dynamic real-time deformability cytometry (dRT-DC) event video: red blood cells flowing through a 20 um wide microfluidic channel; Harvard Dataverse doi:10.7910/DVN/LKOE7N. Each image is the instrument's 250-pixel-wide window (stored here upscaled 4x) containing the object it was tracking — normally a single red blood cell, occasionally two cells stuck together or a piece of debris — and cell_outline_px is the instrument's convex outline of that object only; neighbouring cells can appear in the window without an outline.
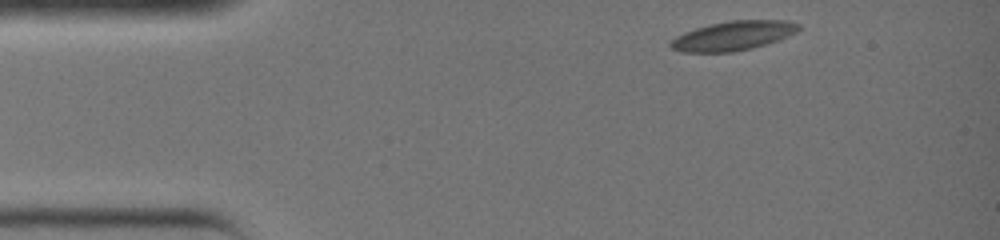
{"species": "common noctule bat (a hibernating species)", "species_latin": "Nyctalus noctula", "temperature_condition": "warm", "stored_images_in_passage": 29, "camera_frame_rate_fps": 3000, "um_per_image_px": 0.085, "animal": {"sex": "female", "body_mass_g": 19.0, "forearm_length_mm": 51.5}, "frame": {"image": 1, "passage_image": 1, "time_ms": 0.0, "image_size_px": [1000, 240], "cell_outline_px": [[800, 28], [796, 32], [780, 40], [752, 48], [732, 52], [680, 52], [672, 48], [668, 44], [676, 36], [684, 32], [696, 28], [712, 24], [732, 20], [788, 20], [800, 24]], "centroid_in_image_um": [62.34, 3.04], "position_along_channel_um": 22.7, "area_um2": 21.85}}
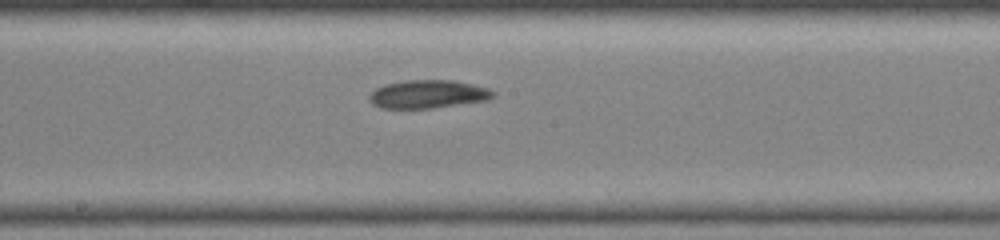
{"frame": {"image": 2, "passage_image": 16, "time_ms": 5.0, "image_size_px": [1000, 240], "cell_outline_px": [[496, 96], [488, 100], [432, 108], [384, 108], [372, 104], [368, 100], [368, 96], [376, 88], [384, 84], [404, 80], [456, 80], [488, 88], [496, 92]], "centroid_in_image_um": [36.39, 7.99], "position_along_channel_um": 211.8, "area_um2": 20.52}}
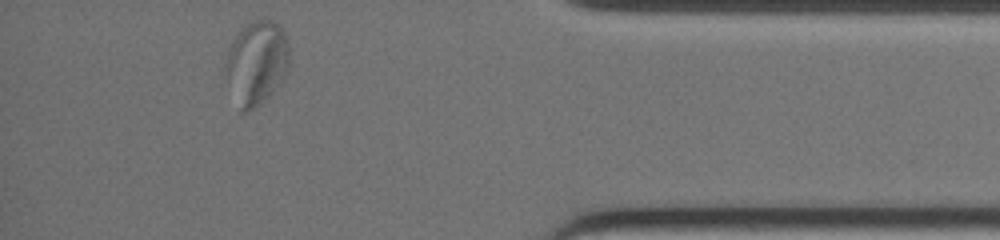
{"frame": {"image": 3, "passage_image": 29, "time_ms": 9.333, "image_size_px": [1000, 240], "cell_outline_px": [[288, 72], [284, 80], [268, 96], [252, 108], [244, 112], [240, 112], [228, 80], [224, 64], [228, 48], [232, 40], [252, 20], [268, 20], [276, 24], [284, 32], [288, 44]], "centroid_in_image_um": [21.81, 5.33], "position_along_channel_um": 413.4, "area_um2": 30.63}}